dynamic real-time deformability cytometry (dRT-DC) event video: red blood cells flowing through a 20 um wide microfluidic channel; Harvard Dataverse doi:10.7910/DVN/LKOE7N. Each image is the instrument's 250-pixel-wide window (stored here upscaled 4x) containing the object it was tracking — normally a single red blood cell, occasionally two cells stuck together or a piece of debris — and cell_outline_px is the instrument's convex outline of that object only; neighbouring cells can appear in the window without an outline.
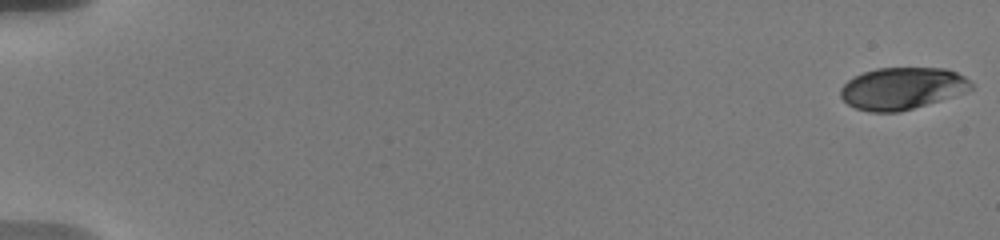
{"species": "human", "species_latin": "Homo sapiens", "temperature_condition": "warm", "stored_images_in_passage": 33, "camera_frame_rate_fps": 3000, "um_per_image_px": 0.085, "donor": {"sex": "male"}, "frame": {"image": 1, "passage_image": 1, "time_ms": 0.0, "image_size_px": [1000, 240], "cell_outline_px": [[972, 88], [964, 92], [940, 100], [900, 112], [872, 112], [856, 108], [848, 104], [840, 96], [840, 88], [848, 80], [864, 72], [876, 68], [944, 68], [956, 72], [964, 76], [972, 84]], "centroid_in_image_um": [76.66, 7.51], "position_along_channel_um": 8.3, "area_um2": 31.67}}
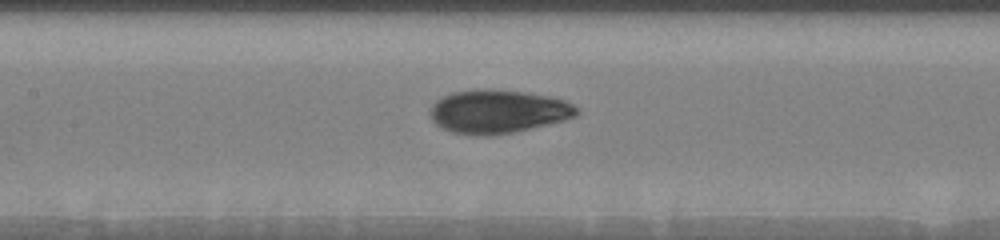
{"frame": {"image": 2, "passage_image": 14, "time_ms": 9.333, "image_size_px": [1000, 240], "cell_outline_px": [[580, 112], [576, 116], [564, 120], [548, 124], [512, 132], [492, 136], [476, 136], [452, 132], [440, 128], [432, 120], [432, 104], [436, 100], [452, 92], [476, 88], [492, 88], [524, 92], [548, 96], [564, 100], [580, 108]], "centroid_in_image_um": [42.33, 9.47], "position_along_channel_um": 165.1, "area_um2": 37.4}}
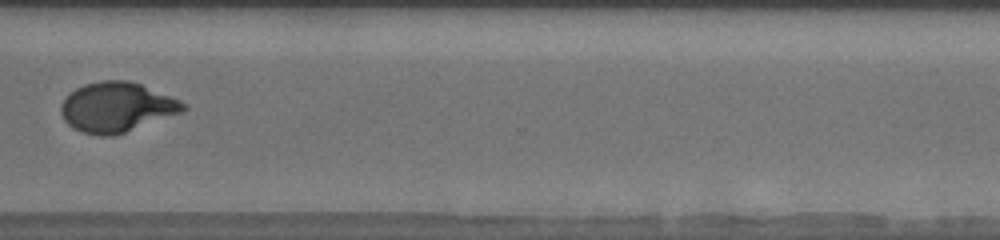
{"frame": {"image": 3, "passage_image": 26, "time_ms": 14.667, "image_size_px": [1000, 240], "cell_outline_px": [[188, 108], [184, 112], [112, 136], [100, 136], [80, 132], [72, 128], [64, 120], [60, 112], [60, 104], [76, 88], [84, 84], [100, 80], [128, 80], [140, 84], [180, 100], [188, 104]], "centroid_in_image_um": [9.92, 9.11], "position_along_channel_um": 360.7, "area_um2": 35.55}, "authors_computed_cell_mechanics": {"area_um2": 35.4892, "velocity_mm_per_s": 3.6692, "shape_relaxation_time_tau1_ms": 4.1423, "shape_relaxation_time_tau2_ms": 1.1266, "deformation_change_tau1": 0.1903, "deformation_change_tau2": 0.0497}}